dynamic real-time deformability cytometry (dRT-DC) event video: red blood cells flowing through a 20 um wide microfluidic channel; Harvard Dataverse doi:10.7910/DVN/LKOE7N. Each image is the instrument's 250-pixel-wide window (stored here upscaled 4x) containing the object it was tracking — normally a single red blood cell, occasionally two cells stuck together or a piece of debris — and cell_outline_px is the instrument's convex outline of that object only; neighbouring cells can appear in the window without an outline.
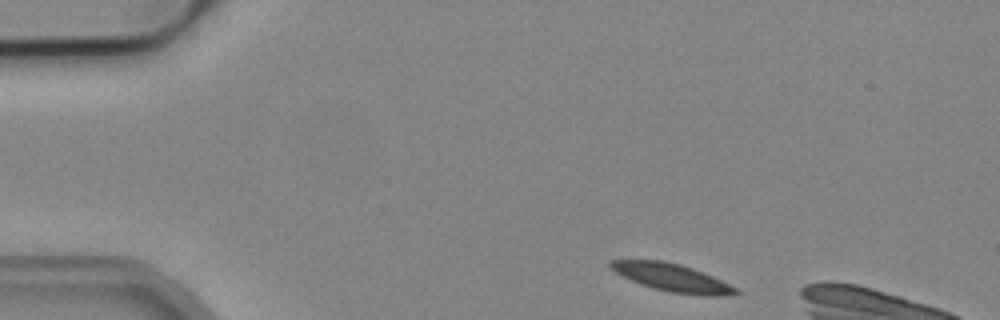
{"species": "common noctule bat (a hibernating species)", "species_latin": "Nyctalus noctula", "temperature_condition": "cold", "stored_images_in_passage": 2, "camera_frame_rate_fps": 3000, "um_per_image_px": 0.085, "animal": {"sex": "male", "body_mass_g": 19.2, "forearm_length_mm": 51.8}, "frame": {"image": 1, "passage_image": 1, "time_ms": 0.0, "image_size_px": [1000, 320], "cell_outline_px": [[744, 292], [728, 296], [704, 296], [668, 292], [652, 288], [640, 284], [608, 268], [608, 260], [660, 260], [680, 264], [692, 268], [712, 276]], "centroid_in_image_um": [57.13, 23.61], "position_along_channel_um": 27.9, "area_um2": 20.35}}